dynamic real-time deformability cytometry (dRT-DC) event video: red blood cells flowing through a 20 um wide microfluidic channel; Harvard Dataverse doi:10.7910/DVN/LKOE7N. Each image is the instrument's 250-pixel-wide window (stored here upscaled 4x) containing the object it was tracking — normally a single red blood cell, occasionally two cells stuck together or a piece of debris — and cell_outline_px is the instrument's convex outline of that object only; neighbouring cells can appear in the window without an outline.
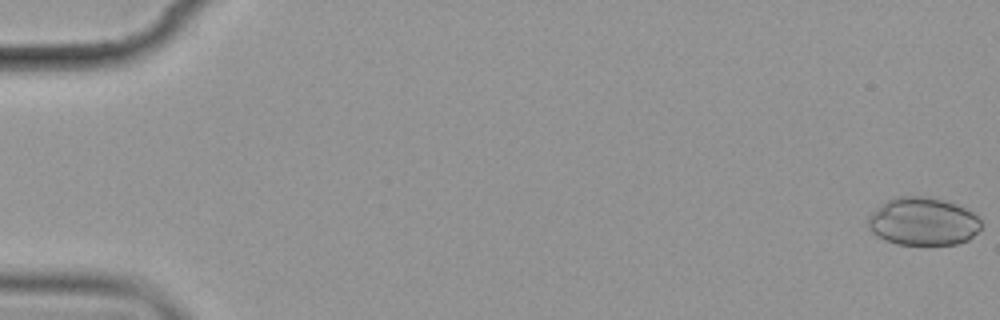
{"species": "common noctule bat (a hibernating species)", "species_latin": "Nyctalus noctula", "temperature_condition": "cold", "stored_images_in_passage": 7, "camera_frame_rate_fps": 3000, "um_per_image_px": 0.085, "animal": {"sex": "female", "body_mass_g": 19.9}, "frame": {"image": 1, "passage_image": 1, "time_ms": 0.0, "image_size_px": [1000, 320], "cell_outline_px": [[984, 224], [968, 240], [956, 244], [896, 244], [884, 240], [876, 236], [872, 232], [868, 224], [868, 216], [880, 204], [888, 200], [900, 196], [924, 196], [944, 200], [968, 208]], "centroid_in_image_um": [78.45, 18.82], "position_along_channel_um": 6.5, "area_um2": 31.67}}